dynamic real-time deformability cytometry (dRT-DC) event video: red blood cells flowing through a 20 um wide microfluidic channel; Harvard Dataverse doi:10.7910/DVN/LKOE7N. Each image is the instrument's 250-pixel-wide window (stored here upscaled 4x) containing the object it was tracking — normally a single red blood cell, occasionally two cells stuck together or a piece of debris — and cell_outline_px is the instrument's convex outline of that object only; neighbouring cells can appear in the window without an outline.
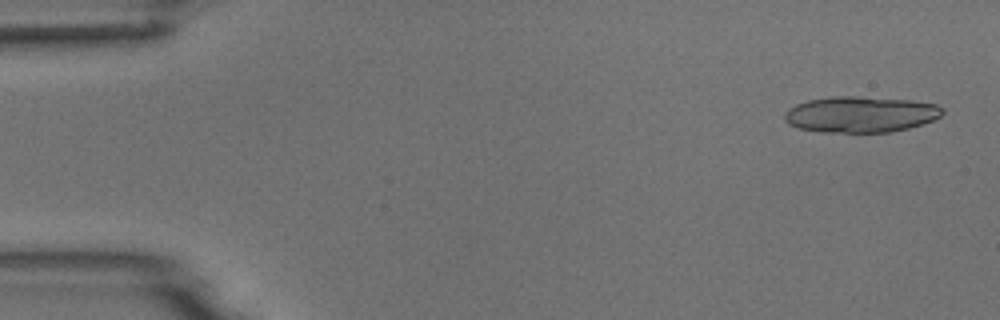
{"species": "common noctule bat (a hibernating species)", "species_latin": "Nyctalus noctula", "temperature_condition": "room temperature", "stored_images_in_passage": 7, "camera_frame_rate_fps": 3000, "um_per_image_px": 0.085, "animal": {"sex": "male", "body_mass_g": 18.8}, "frame": {"image": 1, "passage_image": 1, "time_ms": 0.0, "image_size_px": [1000, 320], "cell_outline_px": [[944, 112], [940, 116], [932, 120], [908, 128], [888, 132], [820, 132], [800, 128], [788, 124], [784, 120], [784, 112], [788, 108], [796, 104], [808, 100], [832, 96], [856, 96], [912, 100], [936, 104], [944, 108]], "centroid_in_image_um": [73.12, 9.71], "position_along_channel_um": 11.9, "area_um2": 33.23}}
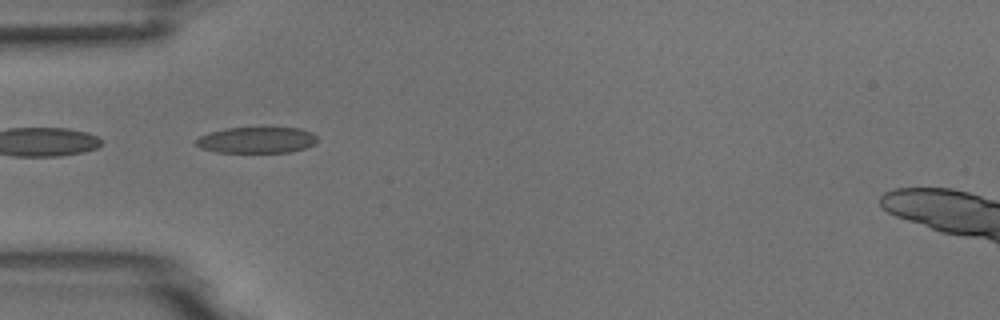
{"frame": {"image": 2, "passage_image": 5, "time_ms": 4.667, "image_size_px": [1000, 320], "cell_outline_px": [[316, 144], [292, 152], [216, 152], [200, 148], [192, 140], [208, 132], [224, 128], [264, 124], [268, 124], [300, 128], [312, 132], [316, 136]], "centroid_in_image_um": [21.82, 11.84], "position_along_channel_um": 63.2, "area_um2": 19.77}}